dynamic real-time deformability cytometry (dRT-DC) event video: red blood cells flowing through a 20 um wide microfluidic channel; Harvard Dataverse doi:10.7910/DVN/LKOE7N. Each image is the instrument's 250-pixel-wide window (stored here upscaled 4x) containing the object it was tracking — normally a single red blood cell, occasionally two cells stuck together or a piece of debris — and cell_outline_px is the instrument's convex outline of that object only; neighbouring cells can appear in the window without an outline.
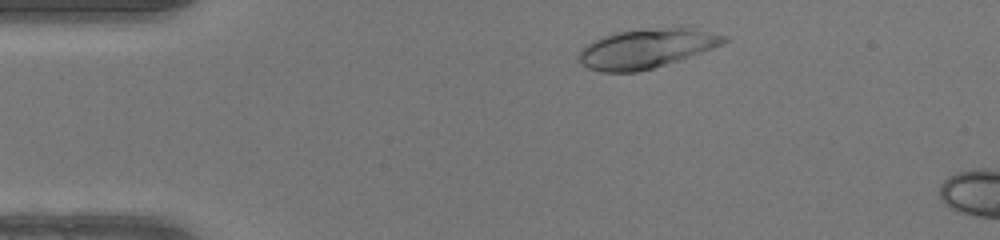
{"species": "human", "species_latin": "Homo sapiens", "temperature_condition": "warm", "stored_images_in_passage": 9, "camera_frame_rate_fps": 3000, "um_per_image_px": 0.085, "donor": {"sex": "female"}, "frame": {"image": 1, "passage_image": 4, "time_ms": 1.0, "image_size_px": [1000, 240], "cell_outline_px": [[728, 40], [724, 44], [652, 68], [636, 72], [604, 72], [588, 68], [580, 64], [576, 56], [580, 48], [592, 40], [612, 32], [668, 28], [688, 28], [728, 36]], "centroid_in_image_um": [54.83, 4.13], "position_along_channel_um": 30.2, "area_um2": 32.77}}